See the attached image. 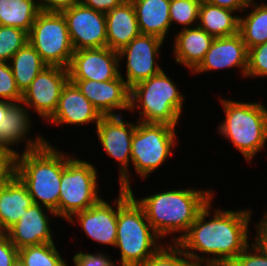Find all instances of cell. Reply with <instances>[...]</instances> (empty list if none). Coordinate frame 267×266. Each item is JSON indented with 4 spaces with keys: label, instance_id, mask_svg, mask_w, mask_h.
Returning a JSON list of instances; mask_svg holds the SVG:
<instances>
[{
    "label": "cell",
    "instance_id": "obj_1",
    "mask_svg": "<svg viewBox=\"0 0 267 266\" xmlns=\"http://www.w3.org/2000/svg\"><path fill=\"white\" fill-rule=\"evenodd\" d=\"M212 202L214 199L176 242L195 264L231 263L252 242V235H249L252 209L220 210L213 207V211Z\"/></svg>",
    "mask_w": 267,
    "mask_h": 266
},
{
    "label": "cell",
    "instance_id": "obj_2",
    "mask_svg": "<svg viewBox=\"0 0 267 266\" xmlns=\"http://www.w3.org/2000/svg\"><path fill=\"white\" fill-rule=\"evenodd\" d=\"M213 194L211 188H171L135 199L143 207L155 232L164 241H168L171 234L170 237L173 238L170 243H176L188 231L200 211L213 199ZM177 232L180 234L176 237L174 234Z\"/></svg>",
    "mask_w": 267,
    "mask_h": 266
},
{
    "label": "cell",
    "instance_id": "obj_3",
    "mask_svg": "<svg viewBox=\"0 0 267 266\" xmlns=\"http://www.w3.org/2000/svg\"><path fill=\"white\" fill-rule=\"evenodd\" d=\"M147 220L143 207L136 201L133 189H119L117 236L120 264L142 266L164 244Z\"/></svg>",
    "mask_w": 267,
    "mask_h": 266
},
{
    "label": "cell",
    "instance_id": "obj_4",
    "mask_svg": "<svg viewBox=\"0 0 267 266\" xmlns=\"http://www.w3.org/2000/svg\"><path fill=\"white\" fill-rule=\"evenodd\" d=\"M52 144L17 156L16 176L26 186L33 203L55 212L58 202L62 170L66 153Z\"/></svg>",
    "mask_w": 267,
    "mask_h": 266
},
{
    "label": "cell",
    "instance_id": "obj_5",
    "mask_svg": "<svg viewBox=\"0 0 267 266\" xmlns=\"http://www.w3.org/2000/svg\"><path fill=\"white\" fill-rule=\"evenodd\" d=\"M225 119L217 125V133L240 152L246 163L252 162L266 148L267 108L260 101L246 102L218 96Z\"/></svg>",
    "mask_w": 267,
    "mask_h": 266
},
{
    "label": "cell",
    "instance_id": "obj_6",
    "mask_svg": "<svg viewBox=\"0 0 267 266\" xmlns=\"http://www.w3.org/2000/svg\"><path fill=\"white\" fill-rule=\"evenodd\" d=\"M167 74L162 70L130 88L129 113L134 115L138 110L140 114L137 121L178 126L186 96Z\"/></svg>",
    "mask_w": 267,
    "mask_h": 266
},
{
    "label": "cell",
    "instance_id": "obj_7",
    "mask_svg": "<svg viewBox=\"0 0 267 266\" xmlns=\"http://www.w3.org/2000/svg\"><path fill=\"white\" fill-rule=\"evenodd\" d=\"M98 175L96 165L66 152L58 202L60 219L66 221L73 214L90 208L102 199L99 195Z\"/></svg>",
    "mask_w": 267,
    "mask_h": 266
},
{
    "label": "cell",
    "instance_id": "obj_8",
    "mask_svg": "<svg viewBox=\"0 0 267 266\" xmlns=\"http://www.w3.org/2000/svg\"><path fill=\"white\" fill-rule=\"evenodd\" d=\"M176 131L169 124L137 121L132 136L131 165L139 178L147 179L172 157L179 143Z\"/></svg>",
    "mask_w": 267,
    "mask_h": 266
},
{
    "label": "cell",
    "instance_id": "obj_9",
    "mask_svg": "<svg viewBox=\"0 0 267 266\" xmlns=\"http://www.w3.org/2000/svg\"><path fill=\"white\" fill-rule=\"evenodd\" d=\"M28 42L48 66L68 69L74 48L60 11L42 9L28 33Z\"/></svg>",
    "mask_w": 267,
    "mask_h": 266
},
{
    "label": "cell",
    "instance_id": "obj_10",
    "mask_svg": "<svg viewBox=\"0 0 267 266\" xmlns=\"http://www.w3.org/2000/svg\"><path fill=\"white\" fill-rule=\"evenodd\" d=\"M136 125L137 121H126L123 115H109L102 116L95 126L101 147L110 158L118 162L119 189H132L131 144Z\"/></svg>",
    "mask_w": 267,
    "mask_h": 266
},
{
    "label": "cell",
    "instance_id": "obj_11",
    "mask_svg": "<svg viewBox=\"0 0 267 266\" xmlns=\"http://www.w3.org/2000/svg\"><path fill=\"white\" fill-rule=\"evenodd\" d=\"M164 43V40L156 36L140 34L118 51L119 66H124L121 65L122 61L126 60L123 61L126 65L124 72L126 76H123L121 70H119V75L129 88L163 70L157 59L160 58L159 54L162 52Z\"/></svg>",
    "mask_w": 267,
    "mask_h": 266
},
{
    "label": "cell",
    "instance_id": "obj_12",
    "mask_svg": "<svg viewBox=\"0 0 267 266\" xmlns=\"http://www.w3.org/2000/svg\"><path fill=\"white\" fill-rule=\"evenodd\" d=\"M69 80L68 69L45 67L22 94L21 103L36 112L46 123L55 113L61 91Z\"/></svg>",
    "mask_w": 267,
    "mask_h": 266
},
{
    "label": "cell",
    "instance_id": "obj_13",
    "mask_svg": "<svg viewBox=\"0 0 267 266\" xmlns=\"http://www.w3.org/2000/svg\"><path fill=\"white\" fill-rule=\"evenodd\" d=\"M66 21L74 51L107 47L105 13L81 3L60 11Z\"/></svg>",
    "mask_w": 267,
    "mask_h": 266
},
{
    "label": "cell",
    "instance_id": "obj_14",
    "mask_svg": "<svg viewBox=\"0 0 267 266\" xmlns=\"http://www.w3.org/2000/svg\"><path fill=\"white\" fill-rule=\"evenodd\" d=\"M117 219L118 196L115 197L112 205L105 199H101L90 208L73 214L66 222L81 226V230L89 240L113 248L116 244Z\"/></svg>",
    "mask_w": 267,
    "mask_h": 266
},
{
    "label": "cell",
    "instance_id": "obj_15",
    "mask_svg": "<svg viewBox=\"0 0 267 266\" xmlns=\"http://www.w3.org/2000/svg\"><path fill=\"white\" fill-rule=\"evenodd\" d=\"M119 55L108 47L74 51L69 80L108 81L119 76Z\"/></svg>",
    "mask_w": 267,
    "mask_h": 266
},
{
    "label": "cell",
    "instance_id": "obj_16",
    "mask_svg": "<svg viewBox=\"0 0 267 266\" xmlns=\"http://www.w3.org/2000/svg\"><path fill=\"white\" fill-rule=\"evenodd\" d=\"M28 107L23 103H14L8 110L7 116L0 122V149L9 151L15 155H20L22 153L37 150L43 147L48 142L41 134L33 139L29 136L32 130L31 127L33 120ZM31 115V117H30ZM25 143L24 150L19 152L14 147L21 143Z\"/></svg>",
    "mask_w": 267,
    "mask_h": 266
},
{
    "label": "cell",
    "instance_id": "obj_17",
    "mask_svg": "<svg viewBox=\"0 0 267 266\" xmlns=\"http://www.w3.org/2000/svg\"><path fill=\"white\" fill-rule=\"evenodd\" d=\"M102 116L124 115L130 109V88L119 75L108 81L70 80Z\"/></svg>",
    "mask_w": 267,
    "mask_h": 266
},
{
    "label": "cell",
    "instance_id": "obj_18",
    "mask_svg": "<svg viewBox=\"0 0 267 266\" xmlns=\"http://www.w3.org/2000/svg\"><path fill=\"white\" fill-rule=\"evenodd\" d=\"M49 215L57 218L55 212L33 203L6 234L18 250L43 243H54L55 235L51 229L52 219Z\"/></svg>",
    "mask_w": 267,
    "mask_h": 266
},
{
    "label": "cell",
    "instance_id": "obj_19",
    "mask_svg": "<svg viewBox=\"0 0 267 266\" xmlns=\"http://www.w3.org/2000/svg\"><path fill=\"white\" fill-rule=\"evenodd\" d=\"M248 49L238 33L229 37L214 38L200 65L191 73L198 75L210 71L227 70L234 67L246 77ZM238 68V69H237Z\"/></svg>",
    "mask_w": 267,
    "mask_h": 266
},
{
    "label": "cell",
    "instance_id": "obj_20",
    "mask_svg": "<svg viewBox=\"0 0 267 266\" xmlns=\"http://www.w3.org/2000/svg\"><path fill=\"white\" fill-rule=\"evenodd\" d=\"M101 117L100 112L82 94L76 84L68 80L61 91L55 113L46 123L54 126H84L91 123L97 125Z\"/></svg>",
    "mask_w": 267,
    "mask_h": 266
},
{
    "label": "cell",
    "instance_id": "obj_21",
    "mask_svg": "<svg viewBox=\"0 0 267 266\" xmlns=\"http://www.w3.org/2000/svg\"><path fill=\"white\" fill-rule=\"evenodd\" d=\"M174 29L177 33L173 38V58L177 65L189 69L191 74L203 61L214 37L198 25L178 30L179 32L178 28Z\"/></svg>",
    "mask_w": 267,
    "mask_h": 266
},
{
    "label": "cell",
    "instance_id": "obj_22",
    "mask_svg": "<svg viewBox=\"0 0 267 266\" xmlns=\"http://www.w3.org/2000/svg\"><path fill=\"white\" fill-rule=\"evenodd\" d=\"M107 47L120 51L135 37L139 36L140 30L131 0L105 13Z\"/></svg>",
    "mask_w": 267,
    "mask_h": 266
},
{
    "label": "cell",
    "instance_id": "obj_23",
    "mask_svg": "<svg viewBox=\"0 0 267 266\" xmlns=\"http://www.w3.org/2000/svg\"><path fill=\"white\" fill-rule=\"evenodd\" d=\"M170 1L131 0L141 34L156 36L166 41L173 28L169 13Z\"/></svg>",
    "mask_w": 267,
    "mask_h": 266
},
{
    "label": "cell",
    "instance_id": "obj_24",
    "mask_svg": "<svg viewBox=\"0 0 267 266\" xmlns=\"http://www.w3.org/2000/svg\"><path fill=\"white\" fill-rule=\"evenodd\" d=\"M33 204L26 186L15 176L0 189V233H6Z\"/></svg>",
    "mask_w": 267,
    "mask_h": 266
},
{
    "label": "cell",
    "instance_id": "obj_25",
    "mask_svg": "<svg viewBox=\"0 0 267 266\" xmlns=\"http://www.w3.org/2000/svg\"><path fill=\"white\" fill-rule=\"evenodd\" d=\"M239 16L235 11L202 0L197 25L214 38L229 37L239 33Z\"/></svg>",
    "mask_w": 267,
    "mask_h": 266
},
{
    "label": "cell",
    "instance_id": "obj_26",
    "mask_svg": "<svg viewBox=\"0 0 267 266\" xmlns=\"http://www.w3.org/2000/svg\"><path fill=\"white\" fill-rule=\"evenodd\" d=\"M245 10L249 13L239 16V34L247 49H251L267 42V2L250 0Z\"/></svg>",
    "mask_w": 267,
    "mask_h": 266
},
{
    "label": "cell",
    "instance_id": "obj_27",
    "mask_svg": "<svg viewBox=\"0 0 267 266\" xmlns=\"http://www.w3.org/2000/svg\"><path fill=\"white\" fill-rule=\"evenodd\" d=\"M9 65L22 94L36 76L48 66L29 42L13 55Z\"/></svg>",
    "mask_w": 267,
    "mask_h": 266
},
{
    "label": "cell",
    "instance_id": "obj_28",
    "mask_svg": "<svg viewBox=\"0 0 267 266\" xmlns=\"http://www.w3.org/2000/svg\"><path fill=\"white\" fill-rule=\"evenodd\" d=\"M42 10V0H0V26L20 28L29 33Z\"/></svg>",
    "mask_w": 267,
    "mask_h": 266
},
{
    "label": "cell",
    "instance_id": "obj_29",
    "mask_svg": "<svg viewBox=\"0 0 267 266\" xmlns=\"http://www.w3.org/2000/svg\"><path fill=\"white\" fill-rule=\"evenodd\" d=\"M56 243H43L18 250V257L25 266H68L58 251Z\"/></svg>",
    "mask_w": 267,
    "mask_h": 266
},
{
    "label": "cell",
    "instance_id": "obj_30",
    "mask_svg": "<svg viewBox=\"0 0 267 266\" xmlns=\"http://www.w3.org/2000/svg\"><path fill=\"white\" fill-rule=\"evenodd\" d=\"M202 0H171L170 21L186 29L198 24L199 7Z\"/></svg>",
    "mask_w": 267,
    "mask_h": 266
},
{
    "label": "cell",
    "instance_id": "obj_31",
    "mask_svg": "<svg viewBox=\"0 0 267 266\" xmlns=\"http://www.w3.org/2000/svg\"><path fill=\"white\" fill-rule=\"evenodd\" d=\"M164 244L142 266H197L176 244Z\"/></svg>",
    "mask_w": 267,
    "mask_h": 266
},
{
    "label": "cell",
    "instance_id": "obj_32",
    "mask_svg": "<svg viewBox=\"0 0 267 266\" xmlns=\"http://www.w3.org/2000/svg\"><path fill=\"white\" fill-rule=\"evenodd\" d=\"M28 42V33L20 28L0 26V62H9Z\"/></svg>",
    "mask_w": 267,
    "mask_h": 266
},
{
    "label": "cell",
    "instance_id": "obj_33",
    "mask_svg": "<svg viewBox=\"0 0 267 266\" xmlns=\"http://www.w3.org/2000/svg\"><path fill=\"white\" fill-rule=\"evenodd\" d=\"M267 77V42L248 49L246 79Z\"/></svg>",
    "mask_w": 267,
    "mask_h": 266
},
{
    "label": "cell",
    "instance_id": "obj_34",
    "mask_svg": "<svg viewBox=\"0 0 267 266\" xmlns=\"http://www.w3.org/2000/svg\"><path fill=\"white\" fill-rule=\"evenodd\" d=\"M0 100L11 103H21L22 100L9 62H0Z\"/></svg>",
    "mask_w": 267,
    "mask_h": 266
},
{
    "label": "cell",
    "instance_id": "obj_35",
    "mask_svg": "<svg viewBox=\"0 0 267 266\" xmlns=\"http://www.w3.org/2000/svg\"><path fill=\"white\" fill-rule=\"evenodd\" d=\"M231 263L234 266H267V250L253 238Z\"/></svg>",
    "mask_w": 267,
    "mask_h": 266
},
{
    "label": "cell",
    "instance_id": "obj_36",
    "mask_svg": "<svg viewBox=\"0 0 267 266\" xmlns=\"http://www.w3.org/2000/svg\"><path fill=\"white\" fill-rule=\"evenodd\" d=\"M17 155L0 149V189H3L15 176Z\"/></svg>",
    "mask_w": 267,
    "mask_h": 266
},
{
    "label": "cell",
    "instance_id": "obj_37",
    "mask_svg": "<svg viewBox=\"0 0 267 266\" xmlns=\"http://www.w3.org/2000/svg\"><path fill=\"white\" fill-rule=\"evenodd\" d=\"M74 266H109L114 260L104 252L84 253L83 251L74 254L73 258Z\"/></svg>",
    "mask_w": 267,
    "mask_h": 266
},
{
    "label": "cell",
    "instance_id": "obj_38",
    "mask_svg": "<svg viewBox=\"0 0 267 266\" xmlns=\"http://www.w3.org/2000/svg\"><path fill=\"white\" fill-rule=\"evenodd\" d=\"M18 257V249L6 233H0V266H12Z\"/></svg>",
    "mask_w": 267,
    "mask_h": 266
},
{
    "label": "cell",
    "instance_id": "obj_39",
    "mask_svg": "<svg viewBox=\"0 0 267 266\" xmlns=\"http://www.w3.org/2000/svg\"><path fill=\"white\" fill-rule=\"evenodd\" d=\"M126 0H80V3L95 11L107 13L113 8L123 4Z\"/></svg>",
    "mask_w": 267,
    "mask_h": 266
},
{
    "label": "cell",
    "instance_id": "obj_40",
    "mask_svg": "<svg viewBox=\"0 0 267 266\" xmlns=\"http://www.w3.org/2000/svg\"><path fill=\"white\" fill-rule=\"evenodd\" d=\"M221 8L229 9L235 12H244L250 0H203Z\"/></svg>",
    "mask_w": 267,
    "mask_h": 266
},
{
    "label": "cell",
    "instance_id": "obj_41",
    "mask_svg": "<svg viewBox=\"0 0 267 266\" xmlns=\"http://www.w3.org/2000/svg\"><path fill=\"white\" fill-rule=\"evenodd\" d=\"M263 217L258 223L255 222V239L267 250V212H263Z\"/></svg>",
    "mask_w": 267,
    "mask_h": 266
},
{
    "label": "cell",
    "instance_id": "obj_42",
    "mask_svg": "<svg viewBox=\"0 0 267 266\" xmlns=\"http://www.w3.org/2000/svg\"><path fill=\"white\" fill-rule=\"evenodd\" d=\"M77 3H80V0H42V9L47 11H61Z\"/></svg>",
    "mask_w": 267,
    "mask_h": 266
},
{
    "label": "cell",
    "instance_id": "obj_43",
    "mask_svg": "<svg viewBox=\"0 0 267 266\" xmlns=\"http://www.w3.org/2000/svg\"><path fill=\"white\" fill-rule=\"evenodd\" d=\"M14 103L0 100V122L7 116V110L13 105Z\"/></svg>",
    "mask_w": 267,
    "mask_h": 266
},
{
    "label": "cell",
    "instance_id": "obj_44",
    "mask_svg": "<svg viewBox=\"0 0 267 266\" xmlns=\"http://www.w3.org/2000/svg\"><path fill=\"white\" fill-rule=\"evenodd\" d=\"M197 266H234L232 263H202Z\"/></svg>",
    "mask_w": 267,
    "mask_h": 266
},
{
    "label": "cell",
    "instance_id": "obj_45",
    "mask_svg": "<svg viewBox=\"0 0 267 266\" xmlns=\"http://www.w3.org/2000/svg\"><path fill=\"white\" fill-rule=\"evenodd\" d=\"M12 266H25V264L19 257H17L16 260L12 263Z\"/></svg>",
    "mask_w": 267,
    "mask_h": 266
},
{
    "label": "cell",
    "instance_id": "obj_46",
    "mask_svg": "<svg viewBox=\"0 0 267 266\" xmlns=\"http://www.w3.org/2000/svg\"><path fill=\"white\" fill-rule=\"evenodd\" d=\"M117 263L119 264L118 266H124V265L120 264L119 262H117L116 260H114V262L109 266H117Z\"/></svg>",
    "mask_w": 267,
    "mask_h": 266
}]
</instances>
